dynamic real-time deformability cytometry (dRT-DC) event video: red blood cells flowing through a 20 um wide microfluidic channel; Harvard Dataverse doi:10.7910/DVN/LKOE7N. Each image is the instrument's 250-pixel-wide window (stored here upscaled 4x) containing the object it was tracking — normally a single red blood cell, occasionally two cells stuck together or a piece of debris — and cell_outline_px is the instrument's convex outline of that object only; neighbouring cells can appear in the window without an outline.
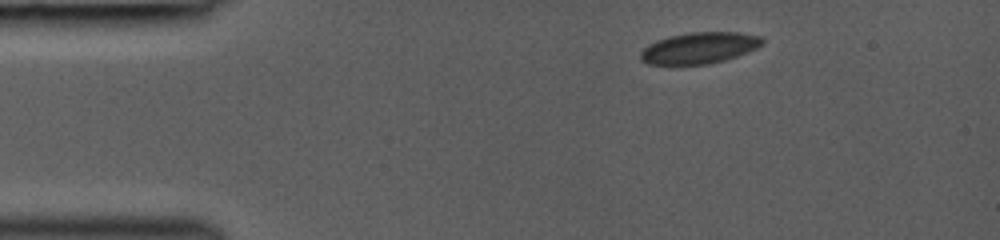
{"species": "common noctule bat (a hibernating species)", "species_latin": "Nyctalus noctula", "temperature_condition": "room temperature", "stored_images_in_passage": 28, "camera_frame_rate_fps": 3000, "um_per_image_px": 0.085, "animal": {"sex": "female", "body_mass_g": 19.0, "forearm_length_mm": 53.3}, "frame": {"image": 1, "passage_image": 1, "time_ms": 0.0, "image_size_px": [1000, 240], "cell_outline_px": [[764, 44], [748, 52], [724, 60], [708, 64], [648, 64], [640, 60], [640, 52], [648, 44], [656, 40], [668, 36], [688, 32], [740, 32], [760, 36], [764, 40]], "centroid_in_image_um": [59.44, 4.06], "position_along_channel_um": 25.6, "area_um2": 22.31}}
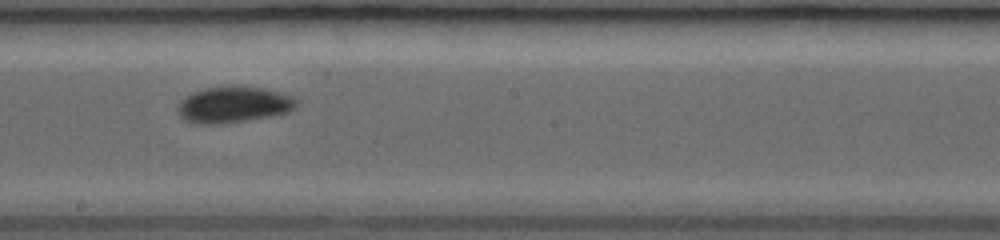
{"frame": {"image": 2, "passage_image": 11, "time_ms": 6.333, "image_size_px": [1000, 240], "cell_outline_px": [[300, 100], [296, 108], [288, 112], [268, 116], [220, 124], [200, 124], [184, 120], [180, 116], [176, 108], [192, 92], [204, 88], [264, 88], [280, 92], [292, 96]], "centroid_in_image_um": [19.89, 8.92], "position_along_channel_um": 228.3, "area_um2": 24.39}}
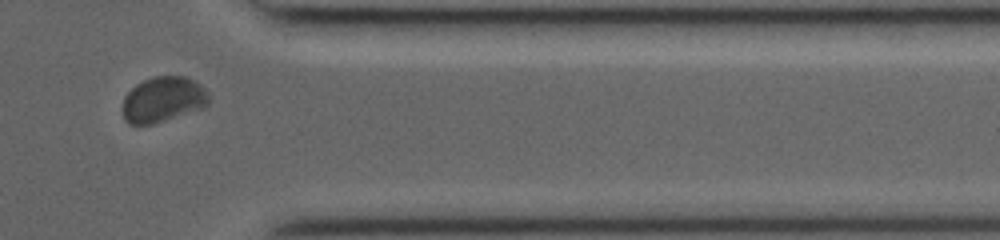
{"frame": {"image": 3, "passage_image": 22, "time_ms": 10.333, "image_size_px": [1000, 240], "cell_outline_px": [[212, 100], [204, 108], [152, 124], [128, 124], [124, 120], [120, 108], [124, 96], [136, 84], [144, 80], [156, 76], [184, 76], [200, 84], [208, 92]], "centroid_in_image_um": [13.85, 8.47], "position_along_channel_um": 397.6, "area_um2": 23.18}}